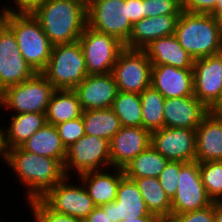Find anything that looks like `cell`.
Wrapping results in <instances>:
<instances>
[{
    "label": "cell",
    "mask_w": 222,
    "mask_h": 222,
    "mask_svg": "<svg viewBox=\"0 0 222 222\" xmlns=\"http://www.w3.org/2000/svg\"><path fill=\"white\" fill-rule=\"evenodd\" d=\"M151 144V132L143 127H125L109 141L112 168L123 169Z\"/></svg>",
    "instance_id": "2e32d148"
},
{
    "label": "cell",
    "mask_w": 222,
    "mask_h": 222,
    "mask_svg": "<svg viewBox=\"0 0 222 222\" xmlns=\"http://www.w3.org/2000/svg\"><path fill=\"white\" fill-rule=\"evenodd\" d=\"M179 16L180 15H161L146 17L135 22L131 35L124 44V47L143 49L153 40L175 35Z\"/></svg>",
    "instance_id": "44dd1931"
},
{
    "label": "cell",
    "mask_w": 222,
    "mask_h": 222,
    "mask_svg": "<svg viewBox=\"0 0 222 222\" xmlns=\"http://www.w3.org/2000/svg\"><path fill=\"white\" fill-rule=\"evenodd\" d=\"M79 1H81L82 3H84L87 6L90 0H79Z\"/></svg>",
    "instance_id": "c3c4849f"
},
{
    "label": "cell",
    "mask_w": 222,
    "mask_h": 222,
    "mask_svg": "<svg viewBox=\"0 0 222 222\" xmlns=\"http://www.w3.org/2000/svg\"><path fill=\"white\" fill-rule=\"evenodd\" d=\"M56 88L41 74L17 85L10 86L0 93V110L8 114L46 113L47 106Z\"/></svg>",
    "instance_id": "5b68a950"
},
{
    "label": "cell",
    "mask_w": 222,
    "mask_h": 222,
    "mask_svg": "<svg viewBox=\"0 0 222 222\" xmlns=\"http://www.w3.org/2000/svg\"><path fill=\"white\" fill-rule=\"evenodd\" d=\"M112 109L122 126L143 127L140 94L118 91Z\"/></svg>",
    "instance_id": "1f68e13d"
},
{
    "label": "cell",
    "mask_w": 222,
    "mask_h": 222,
    "mask_svg": "<svg viewBox=\"0 0 222 222\" xmlns=\"http://www.w3.org/2000/svg\"><path fill=\"white\" fill-rule=\"evenodd\" d=\"M20 147L29 153L57 159L64 165L67 149L62 143L55 125L45 123Z\"/></svg>",
    "instance_id": "d4e9b609"
},
{
    "label": "cell",
    "mask_w": 222,
    "mask_h": 222,
    "mask_svg": "<svg viewBox=\"0 0 222 222\" xmlns=\"http://www.w3.org/2000/svg\"><path fill=\"white\" fill-rule=\"evenodd\" d=\"M32 15L53 46L78 41L87 25V6L79 0H46Z\"/></svg>",
    "instance_id": "7a4b0ae2"
},
{
    "label": "cell",
    "mask_w": 222,
    "mask_h": 222,
    "mask_svg": "<svg viewBox=\"0 0 222 222\" xmlns=\"http://www.w3.org/2000/svg\"><path fill=\"white\" fill-rule=\"evenodd\" d=\"M83 111L112 108L118 88L112 73L87 75L74 89Z\"/></svg>",
    "instance_id": "e0dca14e"
},
{
    "label": "cell",
    "mask_w": 222,
    "mask_h": 222,
    "mask_svg": "<svg viewBox=\"0 0 222 222\" xmlns=\"http://www.w3.org/2000/svg\"><path fill=\"white\" fill-rule=\"evenodd\" d=\"M41 74L56 89L74 90L88 75L79 40L53 46Z\"/></svg>",
    "instance_id": "8992f818"
},
{
    "label": "cell",
    "mask_w": 222,
    "mask_h": 222,
    "mask_svg": "<svg viewBox=\"0 0 222 222\" xmlns=\"http://www.w3.org/2000/svg\"><path fill=\"white\" fill-rule=\"evenodd\" d=\"M7 168L12 169L10 175L16 184L25 187L24 201L41 199L50 189L65 177L64 165L57 159L29 153L21 147L8 150Z\"/></svg>",
    "instance_id": "6da1fadb"
},
{
    "label": "cell",
    "mask_w": 222,
    "mask_h": 222,
    "mask_svg": "<svg viewBox=\"0 0 222 222\" xmlns=\"http://www.w3.org/2000/svg\"><path fill=\"white\" fill-rule=\"evenodd\" d=\"M73 179L66 176L61 182L54 185L41 200L54 212L84 220L96 205L83 183L77 178Z\"/></svg>",
    "instance_id": "8fae6325"
},
{
    "label": "cell",
    "mask_w": 222,
    "mask_h": 222,
    "mask_svg": "<svg viewBox=\"0 0 222 222\" xmlns=\"http://www.w3.org/2000/svg\"><path fill=\"white\" fill-rule=\"evenodd\" d=\"M143 128L150 132L164 127L163 107L165 97L152 86L140 93Z\"/></svg>",
    "instance_id": "4dcf8cb0"
},
{
    "label": "cell",
    "mask_w": 222,
    "mask_h": 222,
    "mask_svg": "<svg viewBox=\"0 0 222 222\" xmlns=\"http://www.w3.org/2000/svg\"><path fill=\"white\" fill-rule=\"evenodd\" d=\"M195 131L196 161L222 160V119L208 113Z\"/></svg>",
    "instance_id": "cb8c5ba5"
},
{
    "label": "cell",
    "mask_w": 222,
    "mask_h": 222,
    "mask_svg": "<svg viewBox=\"0 0 222 222\" xmlns=\"http://www.w3.org/2000/svg\"><path fill=\"white\" fill-rule=\"evenodd\" d=\"M8 118L2 121L7 123L4 126L8 149L20 147L46 123L45 113L9 114Z\"/></svg>",
    "instance_id": "484cf974"
},
{
    "label": "cell",
    "mask_w": 222,
    "mask_h": 222,
    "mask_svg": "<svg viewBox=\"0 0 222 222\" xmlns=\"http://www.w3.org/2000/svg\"><path fill=\"white\" fill-rule=\"evenodd\" d=\"M152 63L143 49L124 47L112 69L118 91L140 94L151 86Z\"/></svg>",
    "instance_id": "30bf717a"
},
{
    "label": "cell",
    "mask_w": 222,
    "mask_h": 222,
    "mask_svg": "<svg viewBox=\"0 0 222 222\" xmlns=\"http://www.w3.org/2000/svg\"><path fill=\"white\" fill-rule=\"evenodd\" d=\"M10 3L0 6V14H32L46 0H8ZM8 5V6H7ZM15 6V7H14Z\"/></svg>",
    "instance_id": "f35d334b"
},
{
    "label": "cell",
    "mask_w": 222,
    "mask_h": 222,
    "mask_svg": "<svg viewBox=\"0 0 222 222\" xmlns=\"http://www.w3.org/2000/svg\"><path fill=\"white\" fill-rule=\"evenodd\" d=\"M145 18L161 15H181L182 0H143Z\"/></svg>",
    "instance_id": "e575fe53"
},
{
    "label": "cell",
    "mask_w": 222,
    "mask_h": 222,
    "mask_svg": "<svg viewBox=\"0 0 222 222\" xmlns=\"http://www.w3.org/2000/svg\"><path fill=\"white\" fill-rule=\"evenodd\" d=\"M177 190L171 200V215L200 210L212 204L201 181L199 162H181Z\"/></svg>",
    "instance_id": "7c38bea8"
},
{
    "label": "cell",
    "mask_w": 222,
    "mask_h": 222,
    "mask_svg": "<svg viewBox=\"0 0 222 222\" xmlns=\"http://www.w3.org/2000/svg\"><path fill=\"white\" fill-rule=\"evenodd\" d=\"M87 26L114 36L125 44L133 28L126 0H90L87 5Z\"/></svg>",
    "instance_id": "ba28073f"
},
{
    "label": "cell",
    "mask_w": 222,
    "mask_h": 222,
    "mask_svg": "<svg viewBox=\"0 0 222 222\" xmlns=\"http://www.w3.org/2000/svg\"><path fill=\"white\" fill-rule=\"evenodd\" d=\"M83 114L78 95L74 90L56 89L47 106L46 123L57 125Z\"/></svg>",
    "instance_id": "4316f807"
},
{
    "label": "cell",
    "mask_w": 222,
    "mask_h": 222,
    "mask_svg": "<svg viewBox=\"0 0 222 222\" xmlns=\"http://www.w3.org/2000/svg\"><path fill=\"white\" fill-rule=\"evenodd\" d=\"M214 220L222 222V201H214Z\"/></svg>",
    "instance_id": "bcb514c9"
},
{
    "label": "cell",
    "mask_w": 222,
    "mask_h": 222,
    "mask_svg": "<svg viewBox=\"0 0 222 222\" xmlns=\"http://www.w3.org/2000/svg\"><path fill=\"white\" fill-rule=\"evenodd\" d=\"M180 170L181 162L169 161L158 177L161 187L170 200L175 196Z\"/></svg>",
    "instance_id": "8d00e7d4"
},
{
    "label": "cell",
    "mask_w": 222,
    "mask_h": 222,
    "mask_svg": "<svg viewBox=\"0 0 222 222\" xmlns=\"http://www.w3.org/2000/svg\"><path fill=\"white\" fill-rule=\"evenodd\" d=\"M143 50L152 65H170L181 69H193L194 59L179 44L175 35L153 40Z\"/></svg>",
    "instance_id": "603a6c76"
},
{
    "label": "cell",
    "mask_w": 222,
    "mask_h": 222,
    "mask_svg": "<svg viewBox=\"0 0 222 222\" xmlns=\"http://www.w3.org/2000/svg\"><path fill=\"white\" fill-rule=\"evenodd\" d=\"M208 113L211 114L213 117H216L218 119H222V89H221L219 97L208 108Z\"/></svg>",
    "instance_id": "ee69618b"
},
{
    "label": "cell",
    "mask_w": 222,
    "mask_h": 222,
    "mask_svg": "<svg viewBox=\"0 0 222 222\" xmlns=\"http://www.w3.org/2000/svg\"><path fill=\"white\" fill-rule=\"evenodd\" d=\"M194 96L209 108L222 89V52L194 59Z\"/></svg>",
    "instance_id": "9a60e30c"
},
{
    "label": "cell",
    "mask_w": 222,
    "mask_h": 222,
    "mask_svg": "<svg viewBox=\"0 0 222 222\" xmlns=\"http://www.w3.org/2000/svg\"><path fill=\"white\" fill-rule=\"evenodd\" d=\"M151 86L165 98L194 96L193 69L152 65Z\"/></svg>",
    "instance_id": "ac0fdd59"
},
{
    "label": "cell",
    "mask_w": 222,
    "mask_h": 222,
    "mask_svg": "<svg viewBox=\"0 0 222 222\" xmlns=\"http://www.w3.org/2000/svg\"><path fill=\"white\" fill-rule=\"evenodd\" d=\"M35 74L22 56L13 31L0 19V93Z\"/></svg>",
    "instance_id": "4fadbf2b"
},
{
    "label": "cell",
    "mask_w": 222,
    "mask_h": 222,
    "mask_svg": "<svg viewBox=\"0 0 222 222\" xmlns=\"http://www.w3.org/2000/svg\"><path fill=\"white\" fill-rule=\"evenodd\" d=\"M175 36L193 59L222 52L220 21L211 14H194L183 11L177 21Z\"/></svg>",
    "instance_id": "3957f363"
},
{
    "label": "cell",
    "mask_w": 222,
    "mask_h": 222,
    "mask_svg": "<svg viewBox=\"0 0 222 222\" xmlns=\"http://www.w3.org/2000/svg\"><path fill=\"white\" fill-rule=\"evenodd\" d=\"M119 222H162L155 215L147 214L146 216L136 217L134 219L120 220Z\"/></svg>",
    "instance_id": "f6af8a7d"
},
{
    "label": "cell",
    "mask_w": 222,
    "mask_h": 222,
    "mask_svg": "<svg viewBox=\"0 0 222 222\" xmlns=\"http://www.w3.org/2000/svg\"><path fill=\"white\" fill-rule=\"evenodd\" d=\"M219 21H220V25H221V28H222V16L219 18Z\"/></svg>",
    "instance_id": "681fc988"
},
{
    "label": "cell",
    "mask_w": 222,
    "mask_h": 222,
    "mask_svg": "<svg viewBox=\"0 0 222 222\" xmlns=\"http://www.w3.org/2000/svg\"><path fill=\"white\" fill-rule=\"evenodd\" d=\"M55 126L66 149L85 135L82 116Z\"/></svg>",
    "instance_id": "d590c367"
},
{
    "label": "cell",
    "mask_w": 222,
    "mask_h": 222,
    "mask_svg": "<svg viewBox=\"0 0 222 222\" xmlns=\"http://www.w3.org/2000/svg\"><path fill=\"white\" fill-rule=\"evenodd\" d=\"M1 119V117H0ZM2 122L0 123V160H3L1 163L6 164L7 156H8V147L6 144V135H5V126H1Z\"/></svg>",
    "instance_id": "7bdbcfd3"
},
{
    "label": "cell",
    "mask_w": 222,
    "mask_h": 222,
    "mask_svg": "<svg viewBox=\"0 0 222 222\" xmlns=\"http://www.w3.org/2000/svg\"><path fill=\"white\" fill-rule=\"evenodd\" d=\"M101 207L104 211H108L111 222L134 219L151 214L135 181L126 176L119 183L116 200Z\"/></svg>",
    "instance_id": "ffe728a7"
},
{
    "label": "cell",
    "mask_w": 222,
    "mask_h": 222,
    "mask_svg": "<svg viewBox=\"0 0 222 222\" xmlns=\"http://www.w3.org/2000/svg\"><path fill=\"white\" fill-rule=\"evenodd\" d=\"M222 16V0H217L216 7L214 8V17L219 19Z\"/></svg>",
    "instance_id": "7dc6e473"
},
{
    "label": "cell",
    "mask_w": 222,
    "mask_h": 222,
    "mask_svg": "<svg viewBox=\"0 0 222 222\" xmlns=\"http://www.w3.org/2000/svg\"><path fill=\"white\" fill-rule=\"evenodd\" d=\"M124 176L123 169L109 168L82 173L75 178L83 183L94 204L102 206L116 200L118 186Z\"/></svg>",
    "instance_id": "7402d4cb"
},
{
    "label": "cell",
    "mask_w": 222,
    "mask_h": 222,
    "mask_svg": "<svg viewBox=\"0 0 222 222\" xmlns=\"http://www.w3.org/2000/svg\"><path fill=\"white\" fill-rule=\"evenodd\" d=\"M129 11V21L134 24L145 18V4L143 0H126Z\"/></svg>",
    "instance_id": "60d3db41"
},
{
    "label": "cell",
    "mask_w": 222,
    "mask_h": 222,
    "mask_svg": "<svg viewBox=\"0 0 222 222\" xmlns=\"http://www.w3.org/2000/svg\"><path fill=\"white\" fill-rule=\"evenodd\" d=\"M0 19L13 31L29 66L41 73L48 64L53 45L38 20L32 14H0Z\"/></svg>",
    "instance_id": "277c9868"
},
{
    "label": "cell",
    "mask_w": 222,
    "mask_h": 222,
    "mask_svg": "<svg viewBox=\"0 0 222 222\" xmlns=\"http://www.w3.org/2000/svg\"><path fill=\"white\" fill-rule=\"evenodd\" d=\"M82 119L86 135L101 137L108 141L122 127L112 108L83 111Z\"/></svg>",
    "instance_id": "f1b7e54d"
},
{
    "label": "cell",
    "mask_w": 222,
    "mask_h": 222,
    "mask_svg": "<svg viewBox=\"0 0 222 222\" xmlns=\"http://www.w3.org/2000/svg\"><path fill=\"white\" fill-rule=\"evenodd\" d=\"M169 162L161 153L156 151L151 145L124 168V175L129 179L152 177L158 178Z\"/></svg>",
    "instance_id": "f546056e"
},
{
    "label": "cell",
    "mask_w": 222,
    "mask_h": 222,
    "mask_svg": "<svg viewBox=\"0 0 222 222\" xmlns=\"http://www.w3.org/2000/svg\"><path fill=\"white\" fill-rule=\"evenodd\" d=\"M162 222H215L214 202L206 208L178 215H171Z\"/></svg>",
    "instance_id": "74e56055"
},
{
    "label": "cell",
    "mask_w": 222,
    "mask_h": 222,
    "mask_svg": "<svg viewBox=\"0 0 222 222\" xmlns=\"http://www.w3.org/2000/svg\"><path fill=\"white\" fill-rule=\"evenodd\" d=\"M150 145L169 161H196L195 129L163 127L151 132Z\"/></svg>",
    "instance_id": "5bb4252c"
},
{
    "label": "cell",
    "mask_w": 222,
    "mask_h": 222,
    "mask_svg": "<svg viewBox=\"0 0 222 222\" xmlns=\"http://www.w3.org/2000/svg\"><path fill=\"white\" fill-rule=\"evenodd\" d=\"M200 177L208 197L222 199V160L199 162Z\"/></svg>",
    "instance_id": "d6a6232c"
},
{
    "label": "cell",
    "mask_w": 222,
    "mask_h": 222,
    "mask_svg": "<svg viewBox=\"0 0 222 222\" xmlns=\"http://www.w3.org/2000/svg\"><path fill=\"white\" fill-rule=\"evenodd\" d=\"M108 211H104L101 206H96L84 219V222H111Z\"/></svg>",
    "instance_id": "b9f144b4"
},
{
    "label": "cell",
    "mask_w": 222,
    "mask_h": 222,
    "mask_svg": "<svg viewBox=\"0 0 222 222\" xmlns=\"http://www.w3.org/2000/svg\"><path fill=\"white\" fill-rule=\"evenodd\" d=\"M135 181L148 211L160 221L171 216V200L161 187L158 178L143 177L132 179Z\"/></svg>",
    "instance_id": "83f0119b"
},
{
    "label": "cell",
    "mask_w": 222,
    "mask_h": 222,
    "mask_svg": "<svg viewBox=\"0 0 222 222\" xmlns=\"http://www.w3.org/2000/svg\"><path fill=\"white\" fill-rule=\"evenodd\" d=\"M88 75L112 72L124 44L116 37L85 26L79 39Z\"/></svg>",
    "instance_id": "9c48e42d"
},
{
    "label": "cell",
    "mask_w": 222,
    "mask_h": 222,
    "mask_svg": "<svg viewBox=\"0 0 222 222\" xmlns=\"http://www.w3.org/2000/svg\"><path fill=\"white\" fill-rule=\"evenodd\" d=\"M111 167L109 141L101 137L84 135L67 148L64 171L67 177L100 171ZM75 172V173H74Z\"/></svg>",
    "instance_id": "52a82bcc"
},
{
    "label": "cell",
    "mask_w": 222,
    "mask_h": 222,
    "mask_svg": "<svg viewBox=\"0 0 222 222\" xmlns=\"http://www.w3.org/2000/svg\"><path fill=\"white\" fill-rule=\"evenodd\" d=\"M164 127L196 129L208 108L195 96L165 98Z\"/></svg>",
    "instance_id": "d6986e66"
},
{
    "label": "cell",
    "mask_w": 222,
    "mask_h": 222,
    "mask_svg": "<svg viewBox=\"0 0 222 222\" xmlns=\"http://www.w3.org/2000/svg\"><path fill=\"white\" fill-rule=\"evenodd\" d=\"M32 215V222H84V220L72 216L54 212L41 199H35L27 203Z\"/></svg>",
    "instance_id": "836d02e7"
},
{
    "label": "cell",
    "mask_w": 222,
    "mask_h": 222,
    "mask_svg": "<svg viewBox=\"0 0 222 222\" xmlns=\"http://www.w3.org/2000/svg\"><path fill=\"white\" fill-rule=\"evenodd\" d=\"M217 0H182V9L187 13L211 14L214 16V8Z\"/></svg>",
    "instance_id": "ab89813d"
}]
</instances>
